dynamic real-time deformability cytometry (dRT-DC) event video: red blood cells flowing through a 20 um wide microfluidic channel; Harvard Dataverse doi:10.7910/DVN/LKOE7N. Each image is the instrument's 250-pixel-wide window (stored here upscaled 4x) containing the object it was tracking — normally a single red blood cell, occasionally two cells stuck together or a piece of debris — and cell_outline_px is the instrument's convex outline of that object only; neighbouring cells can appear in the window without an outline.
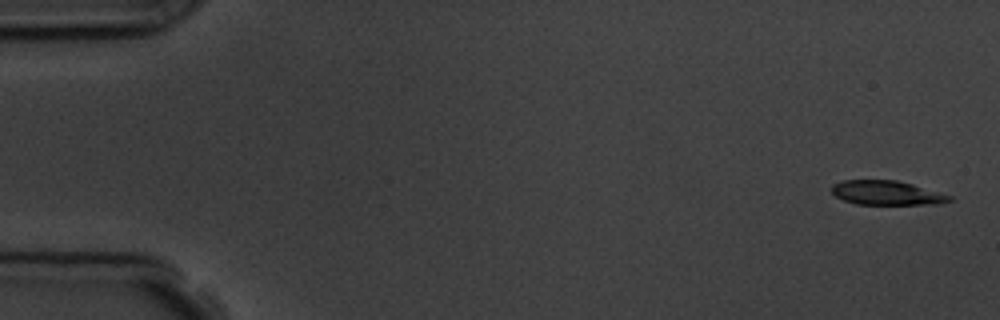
{"species": "common noctule bat (a hibernating species)", "species_latin": "Nyctalus noctula", "temperature_condition": "room temperature", "stored_images_in_passage": 5, "camera_frame_rate_fps": 3000, "um_per_image_px": 0.085, "animal": {"sex": "male", "body_mass_g": 19.5, "forearm_length_mm": 54.6}, "frame": {"image": 1, "passage_image": 1, "time_ms": 0.0, "image_size_px": [1000, 320], "cell_outline_px": [[952, 200], [936, 204], [856, 204], [844, 200], [836, 196], [828, 188], [832, 184], [844, 180], [896, 180], [912, 184], [952, 196]], "centroid_in_image_um": [75.32, 16.39], "position_along_channel_um": 9.7, "area_um2": 16.59}}
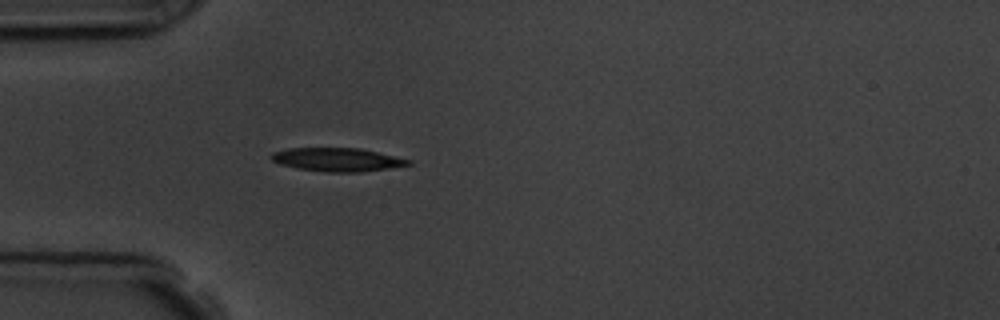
{"frame": {"image": 2, "passage_image": 5, "time_ms": 4.667, "image_size_px": [1000, 320], "cell_outline_px": [[412, 164], [388, 168], [360, 172], [328, 172], [296, 168], [280, 164], [272, 160], [272, 152], [288, 148], [360, 148], [412, 160]], "centroid_in_image_um": [28.67, 13.56], "position_along_channel_um": 56.3, "area_um2": 18.61}}